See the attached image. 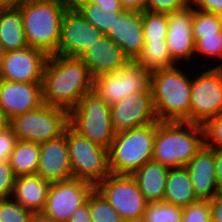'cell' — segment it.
<instances>
[{
    "label": "cell",
    "instance_id": "30",
    "mask_svg": "<svg viewBox=\"0 0 222 222\" xmlns=\"http://www.w3.org/2000/svg\"><path fill=\"white\" fill-rule=\"evenodd\" d=\"M183 208L161 202L148 203L141 222H181Z\"/></svg>",
    "mask_w": 222,
    "mask_h": 222
},
{
    "label": "cell",
    "instance_id": "39",
    "mask_svg": "<svg viewBox=\"0 0 222 222\" xmlns=\"http://www.w3.org/2000/svg\"><path fill=\"white\" fill-rule=\"evenodd\" d=\"M17 141L16 135L8 124L0 129V161H9Z\"/></svg>",
    "mask_w": 222,
    "mask_h": 222
},
{
    "label": "cell",
    "instance_id": "26",
    "mask_svg": "<svg viewBox=\"0 0 222 222\" xmlns=\"http://www.w3.org/2000/svg\"><path fill=\"white\" fill-rule=\"evenodd\" d=\"M39 144L18 140L11 153L9 163L15 176L37 174Z\"/></svg>",
    "mask_w": 222,
    "mask_h": 222
},
{
    "label": "cell",
    "instance_id": "6",
    "mask_svg": "<svg viewBox=\"0 0 222 222\" xmlns=\"http://www.w3.org/2000/svg\"><path fill=\"white\" fill-rule=\"evenodd\" d=\"M69 125L91 142L107 149L115 137L111 108L94 90L86 93L69 112Z\"/></svg>",
    "mask_w": 222,
    "mask_h": 222
},
{
    "label": "cell",
    "instance_id": "38",
    "mask_svg": "<svg viewBox=\"0 0 222 222\" xmlns=\"http://www.w3.org/2000/svg\"><path fill=\"white\" fill-rule=\"evenodd\" d=\"M15 177L9 161H0V200L11 198Z\"/></svg>",
    "mask_w": 222,
    "mask_h": 222
},
{
    "label": "cell",
    "instance_id": "7",
    "mask_svg": "<svg viewBox=\"0 0 222 222\" xmlns=\"http://www.w3.org/2000/svg\"><path fill=\"white\" fill-rule=\"evenodd\" d=\"M7 124L18 140L40 144L64 134L69 125V112L63 108L42 104L33 111L12 117Z\"/></svg>",
    "mask_w": 222,
    "mask_h": 222
},
{
    "label": "cell",
    "instance_id": "44",
    "mask_svg": "<svg viewBox=\"0 0 222 222\" xmlns=\"http://www.w3.org/2000/svg\"><path fill=\"white\" fill-rule=\"evenodd\" d=\"M125 11L142 13L145 11V0H120Z\"/></svg>",
    "mask_w": 222,
    "mask_h": 222
},
{
    "label": "cell",
    "instance_id": "33",
    "mask_svg": "<svg viewBox=\"0 0 222 222\" xmlns=\"http://www.w3.org/2000/svg\"><path fill=\"white\" fill-rule=\"evenodd\" d=\"M34 214L12 198L0 200V222H31Z\"/></svg>",
    "mask_w": 222,
    "mask_h": 222
},
{
    "label": "cell",
    "instance_id": "1",
    "mask_svg": "<svg viewBox=\"0 0 222 222\" xmlns=\"http://www.w3.org/2000/svg\"><path fill=\"white\" fill-rule=\"evenodd\" d=\"M94 78L80 57L50 55L42 78L43 103L70 112L93 90Z\"/></svg>",
    "mask_w": 222,
    "mask_h": 222
},
{
    "label": "cell",
    "instance_id": "24",
    "mask_svg": "<svg viewBox=\"0 0 222 222\" xmlns=\"http://www.w3.org/2000/svg\"><path fill=\"white\" fill-rule=\"evenodd\" d=\"M22 14L18 7H0V48L2 53L27 47Z\"/></svg>",
    "mask_w": 222,
    "mask_h": 222
},
{
    "label": "cell",
    "instance_id": "11",
    "mask_svg": "<svg viewBox=\"0 0 222 222\" xmlns=\"http://www.w3.org/2000/svg\"><path fill=\"white\" fill-rule=\"evenodd\" d=\"M191 81L190 123L205 125L222 112V62ZM200 75V76H199Z\"/></svg>",
    "mask_w": 222,
    "mask_h": 222
},
{
    "label": "cell",
    "instance_id": "16",
    "mask_svg": "<svg viewBox=\"0 0 222 222\" xmlns=\"http://www.w3.org/2000/svg\"><path fill=\"white\" fill-rule=\"evenodd\" d=\"M42 104V82L0 79V110L7 121L18 114L33 111Z\"/></svg>",
    "mask_w": 222,
    "mask_h": 222
},
{
    "label": "cell",
    "instance_id": "12",
    "mask_svg": "<svg viewBox=\"0 0 222 222\" xmlns=\"http://www.w3.org/2000/svg\"><path fill=\"white\" fill-rule=\"evenodd\" d=\"M94 188L93 184L77 178L52 182L40 214L56 222H68L74 212L87 202Z\"/></svg>",
    "mask_w": 222,
    "mask_h": 222
},
{
    "label": "cell",
    "instance_id": "34",
    "mask_svg": "<svg viewBox=\"0 0 222 222\" xmlns=\"http://www.w3.org/2000/svg\"><path fill=\"white\" fill-rule=\"evenodd\" d=\"M195 54L205 55L206 60L209 57L222 59V31L216 35H201L195 42Z\"/></svg>",
    "mask_w": 222,
    "mask_h": 222
},
{
    "label": "cell",
    "instance_id": "13",
    "mask_svg": "<svg viewBox=\"0 0 222 222\" xmlns=\"http://www.w3.org/2000/svg\"><path fill=\"white\" fill-rule=\"evenodd\" d=\"M103 35L70 4L64 12L60 42L54 55L80 57Z\"/></svg>",
    "mask_w": 222,
    "mask_h": 222
},
{
    "label": "cell",
    "instance_id": "40",
    "mask_svg": "<svg viewBox=\"0 0 222 222\" xmlns=\"http://www.w3.org/2000/svg\"><path fill=\"white\" fill-rule=\"evenodd\" d=\"M190 4L200 11L222 15V0H190Z\"/></svg>",
    "mask_w": 222,
    "mask_h": 222
},
{
    "label": "cell",
    "instance_id": "43",
    "mask_svg": "<svg viewBox=\"0 0 222 222\" xmlns=\"http://www.w3.org/2000/svg\"><path fill=\"white\" fill-rule=\"evenodd\" d=\"M214 159L218 191L222 192V148H214Z\"/></svg>",
    "mask_w": 222,
    "mask_h": 222
},
{
    "label": "cell",
    "instance_id": "15",
    "mask_svg": "<svg viewBox=\"0 0 222 222\" xmlns=\"http://www.w3.org/2000/svg\"><path fill=\"white\" fill-rule=\"evenodd\" d=\"M110 108L115 134L158 121L151 89L130 94Z\"/></svg>",
    "mask_w": 222,
    "mask_h": 222
},
{
    "label": "cell",
    "instance_id": "9",
    "mask_svg": "<svg viewBox=\"0 0 222 222\" xmlns=\"http://www.w3.org/2000/svg\"><path fill=\"white\" fill-rule=\"evenodd\" d=\"M95 188L124 222H141L148 202L131 174L110 173Z\"/></svg>",
    "mask_w": 222,
    "mask_h": 222
},
{
    "label": "cell",
    "instance_id": "46",
    "mask_svg": "<svg viewBox=\"0 0 222 222\" xmlns=\"http://www.w3.org/2000/svg\"><path fill=\"white\" fill-rule=\"evenodd\" d=\"M24 0H0V7H18Z\"/></svg>",
    "mask_w": 222,
    "mask_h": 222
},
{
    "label": "cell",
    "instance_id": "5",
    "mask_svg": "<svg viewBox=\"0 0 222 222\" xmlns=\"http://www.w3.org/2000/svg\"><path fill=\"white\" fill-rule=\"evenodd\" d=\"M156 122L115 134L108 148L110 173L132 174L153 158Z\"/></svg>",
    "mask_w": 222,
    "mask_h": 222
},
{
    "label": "cell",
    "instance_id": "2",
    "mask_svg": "<svg viewBox=\"0 0 222 222\" xmlns=\"http://www.w3.org/2000/svg\"><path fill=\"white\" fill-rule=\"evenodd\" d=\"M70 0H24L19 6L28 46L46 52H57L61 22Z\"/></svg>",
    "mask_w": 222,
    "mask_h": 222
},
{
    "label": "cell",
    "instance_id": "22",
    "mask_svg": "<svg viewBox=\"0 0 222 222\" xmlns=\"http://www.w3.org/2000/svg\"><path fill=\"white\" fill-rule=\"evenodd\" d=\"M50 182L38 174L16 176L11 198L33 214L44 209Z\"/></svg>",
    "mask_w": 222,
    "mask_h": 222
},
{
    "label": "cell",
    "instance_id": "20",
    "mask_svg": "<svg viewBox=\"0 0 222 222\" xmlns=\"http://www.w3.org/2000/svg\"><path fill=\"white\" fill-rule=\"evenodd\" d=\"M80 58L87 65L93 78L115 72L129 61L122 49L107 35H103L85 50Z\"/></svg>",
    "mask_w": 222,
    "mask_h": 222
},
{
    "label": "cell",
    "instance_id": "47",
    "mask_svg": "<svg viewBox=\"0 0 222 222\" xmlns=\"http://www.w3.org/2000/svg\"><path fill=\"white\" fill-rule=\"evenodd\" d=\"M31 222H56V221L43 217L41 214H34Z\"/></svg>",
    "mask_w": 222,
    "mask_h": 222
},
{
    "label": "cell",
    "instance_id": "14",
    "mask_svg": "<svg viewBox=\"0 0 222 222\" xmlns=\"http://www.w3.org/2000/svg\"><path fill=\"white\" fill-rule=\"evenodd\" d=\"M48 58L46 52L30 46L2 53L0 79L12 82H42Z\"/></svg>",
    "mask_w": 222,
    "mask_h": 222
},
{
    "label": "cell",
    "instance_id": "37",
    "mask_svg": "<svg viewBox=\"0 0 222 222\" xmlns=\"http://www.w3.org/2000/svg\"><path fill=\"white\" fill-rule=\"evenodd\" d=\"M190 5V0H145V10L171 14Z\"/></svg>",
    "mask_w": 222,
    "mask_h": 222
},
{
    "label": "cell",
    "instance_id": "48",
    "mask_svg": "<svg viewBox=\"0 0 222 222\" xmlns=\"http://www.w3.org/2000/svg\"><path fill=\"white\" fill-rule=\"evenodd\" d=\"M7 120L4 118L1 110H0V129L3 128L7 124Z\"/></svg>",
    "mask_w": 222,
    "mask_h": 222
},
{
    "label": "cell",
    "instance_id": "36",
    "mask_svg": "<svg viewBox=\"0 0 222 222\" xmlns=\"http://www.w3.org/2000/svg\"><path fill=\"white\" fill-rule=\"evenodd\" d=\"M205 144L210 148H222V112L205 125Z\"/></svg>",
    "mask_w": 222,
    "mask_h": 222
},
{
    "label": "cell",
    "instance_id": "23",
    "mask_svg": "<svg viewBox=\"0 0 222 222\" xmlns=\"http://www.w3.org/2000/svg\"><path fill=\"white\" fill-rule=\"evenodd\" d=\"M169 169V167L151 160L131 174L148 203L164 201Z\"/></svg>",
    "mask_w": 222,
    "mask_h": 222
},
{
    "label": "cell",
    "instance_id": "18",
    "mask_svg": "<svg viewBox=\"0 0 222 222\" xmlns=\"http://www.w3.org/2000/svg\"><path fill=\"white\" fill-rule=\"evenodd\" d=\"M37 174L50 183L73 178L66 140V129L59 138L39 144Z\"/></svg>",
    "mask_w": 222,
    "mask_h": 222
},
{
    "label": "cell",
    "instance_id": "17",
    "mask_svg": "<svg viewBox=\"0 0 222 222\" xmlns=\"http://www.w3.org/2000/svg\"><path fill=\"white\" fill-rule=\"evenodd\" d=\"M193 6L168 14V33L166 44L173 62L176 65L184 60L193 61L195 56V42L192 32Z\"/></svg>",
    "mask_w": 222,
    "mask_h": 222
},
{
    "label": "cell",
    "instance_id": "25",
    "mask_svg": "<svg viewBox=\"0 0 222 222\" xmlns=\"http://www.w3.org/2000/svg\"><path fill=\"white\" fill-rule=\"evenodd\" d=\"M199 200L187 168H170L167 174L164 202L184 208Z\"/></svg>",
    "mask_w": 222,
    "mask_h": 222
},
{
    "label": "cell",
    "instance_id": "29",
    "mask_svg": "<svg viewBox=\"0 0 222 222\" xmlns=\"http://www.w3.org/2000/svg\"><path fill=\"white\" fill-rule=\"evenodd\" d=\"M142 28L145 40L163 41L168 33V14L143 11Z\"/></svg>",
    "mask_w": 222,
    "mask_h": 222
},
{
    "label": "cell",
    "instance_id": "27",
    "mask_svg": "<svg viewBox=\"0 0 222 222\" xmlns=\"http://www.w3.org/2000/svg\"><path fill=\"white\" fill-rule=\"evenodd\" d=\"M135 61L150 73L176 65L170 56L166 40H145L143 50Z\"/></svg>",
    "mask_w": 222,
    "mask_h": 222
},
{
    "label": "cell",
    "instance_id": "32",
    "mask_svg": "<svg viewBox=\"0 0 222 222\" xmlns=\"http://www.w3.org/2000/svg\"><path fill=\"white\" fill-rule=\"evenodd\" d=\"M87 202L89 204L92 222H124L116 210L96 188L89 194Z\"/></svg>",
    "mask_w": 222,
    "mask_h": 222
},
{
    "label": "cell",
    "instance_id": "10",
    "mask_svg": "<svg viewBox=\"0 0 222 222\" xmlns=\"http://www.w3.org/2000/svg\"><path fill=\"white\" fill-rule=\"evenodd\" d=\"M150 76L140 64L129 60L119 70L95 77L93 90L111 107L130 94L148 91Z\"/></svg>",
    "mask_w": 222,
    "mask_h": 222
},
{
    "label": "cell",
    "instance_id": "8",
    "mask_svg": "<svg viewBox=\"0 0 222 222\" xmlns=\"http://www.w3.org/2000/svg\"><path fill=\"white\" fill-rule=\"evenodd\" d=\"M66 140L73 178L96 186L110 174L107 148L91 142L70 125L66 127Z\"/></svg>",
    "mask_w": 222,
    "mask_h": 222
},
{
    "label": "cell",
    "instance_id": "21",
    "mask_svg": "<svg viewBox=\"0 0 222 222\" xmlns=\"http://www.w3.org/2000/svg\"><path fill=\"white\" fill-rule=\"evenodd\" d=\"M185 167L190 174L194 191L200 200H212L219 193L216 182L214 148L204 144Z\"/></svg>",
    "mask_w": 222,
    "mask_h": 222
},
{
    "label": "cell",
    "instance_id": "42",
    "mask_svg": "<svg viewBox=\"0 0 222 222\" xmlns=\"http://www.w3.org/2000/svg\"><path fill=\"white\" fill-rule=\"evenodd\" d=\"M212 222H222V192L210 200Z\"/></svg>",
    "mask_w": 222,
    "mask_h": 222
},
{
    "label": "cell",
    "instance_id": "3",
    "mask_svg": "<svg viewBox=\"0 0 222 222\" xmlns=\"http://www.w3.org/2000/svg\"><path fill=\"white\" fill-rule=\"evenodd\" d=\"M177 65L151 73L150 89L160 122L190 123L191 81Z\"/></svg>",
    "mask_w": 222,
    "mask_h": 222
},
{
    "label": "cell",
    "instance_id": "45",
    "mask_svg": "<svg viewBox=\"0 0 222 222\" xmlns=\"http://www.w3.org/2000/svg\"><path fill=\"white\" fill-rule=\"evenodd\" d=\"M90 3L98 5L103 10H124L120 0H88Z\"/></svg>",
    "mask_w": 222,
    "mask_h": 222
},
{
    "label": "cell",
    "instance_id": "4",
    "mask_svg": "<svg viewBox=\"0 0 222 222\" xmlns=\"http://www.w3.org/2000/svg\"><path fill=\"white\" fill-rule=\"evenodd\" d=\"M204 144V125L157 121L152 160L169 168L185 167Z\"/></svg>",
    "mask_w": 222,
    "mask_h": 222
},
{
    "label": "cell",
    "instance_id": "31",
    "mask_svg": "<svg viewBox=\"0 0 222 222\" xmlns=\"http://www.w3.org/2000/svg\"><path fill=\"white\" fill-rule=\"evenodd\" d=\"M220 31H222V15L200 11L193 6L194 42L201 39V35H216Z\"/></svg>",
    "mask_w": 222,
    "mask_h": 222
},
{
    "label": "cell",
    "instance_id": "19",
    "mask_svg": "<svg viewBox=\"0 0 222 222\" xmlns=\"http://www.w3.org/2000/svg\"><path fill=\"white\" fill-rule=\"evenodd\" d=\"M107 36L122 49L129 60L135 61L145 43L142 14L133 11L115 12L114 28Z\"/></svg>",
    "mask_w": 222,
    "mask_h": 222
},
{
    "label": "cell",
    "instance_id": "41",
    "mask_svg": "<svg viewBox=\"0 0 222 222\" xmlns=\"http://www.w3.org/2000/svg\"><path fill=\"white\" fill-rule=\"evenodd\" d=\"M68 222H92L88 202L80 206L71 216Z\"/></svg>",
    "mask_w": 222,
    "mask_h": 222
},
{
    "label": "cell",
    "instance_id": "35",
    "mask_svg": "<svg viewBox=\"0 0 222 222\" xmlns=\"http://www.w3.org/2000/svg\"><path fill=\"white\" fill-rule=\"evenodd\" d=\"M181 222H212L210 200H199L184 207Z\"/></svg>",
    "mask_w": 222,
    "mask_h": 222
},
{
    "label": "cell",
    "instance_id": "28",
    "mask_svg": "<svg viewBox=\"0 0 222 222\" xmlns=\"http://www.w3.org/2000/svg\"><path fill=\"white\" fill-rule=\"evenodd\" d=\"M71 4L104 35H107L114 28L115 12H125V10H103L88 0H71Z\"/></svg>",
    "mask_w": 222,
    "mask_h": 222
}]
</instances>
